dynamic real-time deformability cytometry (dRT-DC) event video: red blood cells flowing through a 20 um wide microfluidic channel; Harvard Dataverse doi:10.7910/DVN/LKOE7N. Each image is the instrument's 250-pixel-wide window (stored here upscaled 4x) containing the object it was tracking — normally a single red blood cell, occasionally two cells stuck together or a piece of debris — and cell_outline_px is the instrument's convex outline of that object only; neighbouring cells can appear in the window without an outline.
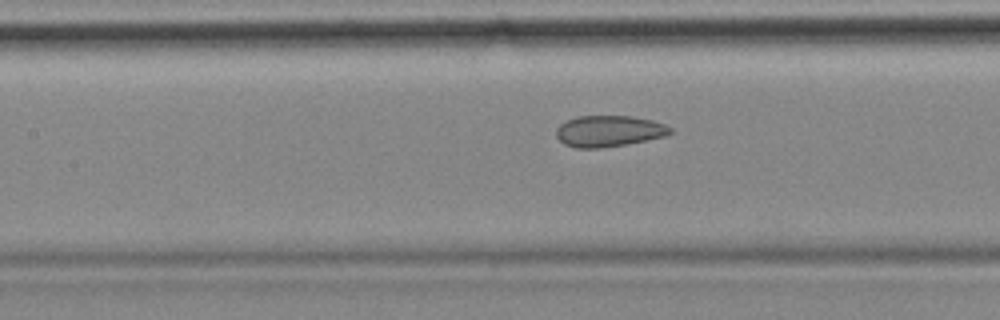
{"species": "common noctule bat (a hibernating species)", "species_latin": "Nyctalus noctula", "temperature_condition": "cold", "stored_images_in_passage": 57, "camera_frame_rate_fps": 3000, "um_per_image_px": 0.085, "animal": {"sex": "female", "body_mass_g": 18.4}, "frame": {"image": 1, "passage_image": 25, "time_ms": 8.0, "image_size_px": [1000, 320], "cell_outline_px": [[672, 132], [664, 136], [648, 140], [628, 144], [600, 148], [576, 148], [564, 144], [556, 136], [556, 128], [560, 124], [576, 116], [632, 116], [652, 120], [664, 124], [672, 128]], "centroid_in_image_um": [51.75, 11.15], "position_along_channel_um": 155.7, "area_um2": 20.81}, "authors_computed_cell_mechanics": {"area_um2": 22.831, "velocity_mm_per_s": 3.5174, "shape_relaxation_time_tau1_ms": null, "shape_relaxation_time_tau2_ms": 2.4135, "deformation_change_tau1": null, "deformation_change_tau2": 0.0969}}